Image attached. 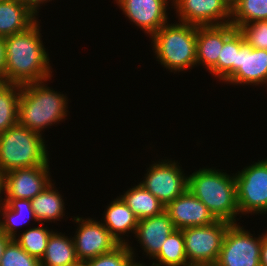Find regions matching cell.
<instances>
[{
	"label": "cell",
	"instance_id": "8992f818",
	"mask_svg": "<svg viewBox=\"0 0 267 266\" xmlns=\"http://www.w3.org/2000/svg\"><path fill=\"white\" fill-rule=\"evenodd\" d=\"M230 225L217 220L213 224L182 229L188 263L191 266H214Z\"/></svg>",
	"mask_w": 267,
	"mask_h": 266
},
{
	"label": "cell",
	"instance_id": "3957f363",
	"mask_svg": "<svg viewBox=\"0 0 267 266\" xmlns=\"http://www.w3.org/2000/svg\"><path fill=\"white\" fill-rule=\"evenodd\" d=\"M188 190L206 205L216 220L237 223L240 213L234 173L204 166L188 175Z\"/></svg>",
	"mask_w": 267,
	"mask_h": 266
},
{
	"label": "cell",
	"instance_id": "ba28073f",
	"mask_svg": "<svg viewBox=\"0 0 267 266\" xmlns=\"http://www.w3.org/2000/svg\"><path fill=\"white\" fill-rule=\"evenodd\" d=\"M179 162L171 159L152 163L139 183L152 193L165 207L188 189V175Z\"/></svg>",
	"mask_w": 267,
	"mask_h": 266
},
{
	"label": "cell",
	"instance_id": "484cf974",
	"mask_svg": "<svg viewBox=\"0 0 267 266\" xmlns=\"http://www.w3.org/2000/svg\"><path fill=\"white\" fill-rule=\"evenodd\" d=\"M21 85H0V133L18 123V103Z\"/></svg>",
	"mask_w": 267,
	"mask_h": 266
},
{
	"label": "cell",
	"instance_id": "ac0fdd59",
	"mask_svg": "<svg viewBox=\"0 0 267 266\" xmlns=\"http://www.w3.org/2000/svg\"><path fill=\"white\" fill-rule=\"evenodd\" d=\"M104 211V221L101 219L103 225L120 244H129V240L124 236L128 237L130 232L135 234L139 221L133 211L120 196L112 200Z\"/></svg>",
	"mask_w": 267,
	"mask_h": 266
},
{
	"label": "cell",
	"instance_id": "cb8c5ba5",
	"mask_svg": "<svg viewBox=\"0 0 267 266\" xmlns=\"http://www.w3.org/2000/svg\"><path fill=\"white\" fill-rule=\"evenodd\" d=\"M244 43L245 39L238 29L224 41L217 63L208 71L219 82L225 83L236 72L238 51Z\"/></svg>",
	"mask_w": 267,
	"mask_h": 266
},
{
	"label": "cell",
	"instance_id": "83f0119b",
	"mask_svg": "<svg viewBox=\"0 0 267 266\" xmlns=\"http://www.w3.org/2000/svg\"><path fill=\"white\" fill-rule=\"evenodd\" d=\"M267 20V0H239L231 9V24L241 25Z\"/></svg>",
	"mask_w": 267,
	"mask_h": 266
},
{
	"label": "cell",
	"instance_id": "7a4b0ae2",
	"mask_svg": "<svg viewBox=\"0 0 267 266\" xmlns=\"http://www.w3.org/2000/svg\"><path fill=\"white\" fill-rule=\"evenodd\" d=\"M46 82L21 85L18 103V123L40 135L44 134V129L59 124L68 116V97L55 92Z\"/></svg>",
	"mask_w": 267,
	"mask_h": 266
},
{
	"label": "cell",
	"instance_id": "6da1fadb",
	"mask_svg": "<svg viewBox=\"0 0 267 266\" xmlns=\"http://www.w3.org/2000/svg\"><path fill=\"white\" fill-rule=\"evenodd\" d=\"M37 20L27 30L5 38L6 83L24 85L52 79L49 53Z\"/></svg>",
	"mask_w": 267,
	"mask_h": 266
},
{
	"label": "cell",
	"instance_id": "d6a6232c",
	"mask_svg": "<svg viewBox=\"0 0 267 266\" xmlns=\"http://www.w3.org/2000/svg\"><path fill=\"white\" fill-rule=\"evenodd\" d=\"M21 4L27 6L36 16L39 14V7L52 0H17ZM38 13V14H37Z\"/></svg>",
	"mask_w": 267,
	"mask_h": 266
},
{
	"label": "cell",
	"instance_id": "9a60e30c",
	"mask_svg": "<svg viewBox=\"0 0 267 266\" xmlns=\"http://www.w3.org/2000/svg\"><path fill=\"white\" fill-rule=\"evenodd\" d=\"M165 211L169 214L175 229L205 226L217 221L206 205L188 189L170 202Z\"/></svg>",
	"mask_w": 267,
	"mask_h": 266
},
{
	"label": "cell",
	"instance_id": "836d02e7",
	"mask_svg": "<svg viewBox=\"0 0 267 266\" xmlns=\"http://www.w3.org/2000/svg\"><path fill=\"white\" fill-rule=\"evenodd\" d=\"M260 266H267V230L264 233L262 232Z\"/></svg>",
	"mask_w": 267,
	"mask_h": 266
},
{
	"label": "cell",
	"instance_id": "7c38bea8",
	"mask_svg": "<svg viewBox=\"0 0 267 266\" xmlns=\"http://www.w3.org/2000/svg\"><path fill=\"white\" fill-rule=\"evenodd\" d=\"M50 165L15 169L4 174L5 199H33L53 180Z\"/></svg>",
	"mask_w": 267,
	"mask_h": 266
},
{
	"label": "cell",
	"instance_id": "52a82bcc",
	"mask_svg": "<svg viewBox=\"0 0 267 266\" xmlns=\"http://www.w3.org/2000/svg\"><path fill=\"white\" fill-rule=\"evenodd\" d=\"M240 215L267 213V158L235 173Z\"/></svg>",
	"mask_w": 267,
	"mask_h": 266
},
{
	"label": "cell",
	"instance_id": "f1b7e54d",
	"mask_svg": "<svg viewBox=\"0 0 267 266\" xmlns=\"http://www.w3.org/2000/svg\"><path fill=\"white\" fill-rule=\"evenodd\" d=\"M135 247L120 244L112 251L83 262L84 266H133L136 262Z\"/></svg>",
	"mask_w": 267,
	"mask_h": 266
},
{
	"label": "cell",
	"instance_id": "ffe728a7",
	"mask_svg": "<svg viewBox=\"0 0 267 266\" xmlns=\"http://www.w3.org/2000/svg\"><path fill=\"white\" fill-rule=\"evenodd\" d=\"M0 231L10 238L17 236L18 226L26 224L31 219L36 221L35 213L29 199H5V205L0 209Z\"/></svg>",
	"mask_w": 267,
	"mask_h": 266
},
{
	"label": "cell",
	"instance_id": "7402d4cb",
	"mask_svg": "<svg viewBox=\"0 0 267 266\" xmlns=\"http://www.w3.org/2000/svg\"><path fill=\"white\" fill-rule=\"evenodd\" d=\"M54 183H50L46 188L31 199L32 209L38 223H55L65 216V202L63 196L55 188Z\"/></svg>",
	"mask_w": 267,
	"mask_h": 266
},
{
	"label": "cell",
	"instance_id": "9c48e42d",
	"mask_svg": "<svg viewBox=\"0 0 267 266\" xmlns=\"http://www.w3.org/2000/svg\"><path fill=\"white\" fill-rule=\"evenodd\" d=\"M244 228L239 223L229 226L214 266H260L262 233L255 237Z\"/></svg>",
	"mask_w": 267,
	"mask_h": 266
},
{
	"label": "cell",
	"instance_id": "d590c367",
	"mask_svg": "<svg viewBox=\"0 0 267 266\" xmlns=\"http://www.w3.org/2000/svg\"><path fill=\"white\" fill-rule=\"evenodd\" d=\"M1 194H5V190H4V174L0 172V209L5 205V198Z\"/></svg>",
	"mask_w": 267,
	"mask_h": 266
},
{
	"label": "cell",
	"instance_id": "603a6c76",
	"mask_svg": "<svg viewBox=\"0 0 267 266\" xmlns=\"http://www.w3.org/2000/svg\"><path fill=\"white\" fill-rule=\"evenodd\" d=\"M120 197L133 211L138 220L157 216L165 211V205L140 183L129 188Z\"/></svg>",
	"mask_w": 267,
	"mask_h": 266
},
{
	"label": "cell",
	"instance_id": "44dd1931",
	"mask_svg": "<svg viewBox=\"0 0 267 266\" xmlns=\"http://www.w3.org/2000/svg\"><path fill=\"white\" fill-rule=\"evenodd\" d=\"M77 258L72 236L65 233L53 232L48 239L44 256L40 260L41 266H77Z\"/></svg>",
	"mask_w": 267,
	"mask_h": 266
},
{
	"label": "cell",
	"instance_id": "4dcf8cb0",
	"mask_svg": "<svg viewBox=\"0 0 267 266\" xmlns=\"http://www.w3.org/2000/svg\"><path fill=\"white\" fill-rule=\"evenodd\" d=\"M238 30L247 44L253 48L267 50V20L241 25Z\"/></svg>",
	"mask_w": 267,
	"mask_h": 266
},
{
	"label": "cell",
	"instance_id": "5b68a950",
	"mask_svg": "<svg viewBox=\"0 0 267 266\" xmlns=\"http://www.w3.org/2000/svg\"><path fill=\"white\" fill-rule=\"evenodd\" d=\"M49 153L43 135L19 123L0 133V172L49 165Z\"/></svg>",
	"mask_w": 267,
	"mask_h": 266
},
{
	"label": "cell",
	"instance_id": "1f68e13d",
	"mask_svg": "<svg viewBox=\"0 0 267 266\" xmlns=\"http://www.w3.org/2000/svg\"><path fill=\"white\" fill-rule=\"evenodd\" d=\"M6 45L5 38L0 37V85L6 84Z\"/></svg>",
	"mask_w": 267,
	"mask_h": 266
},
{
	"label": "cell",
	"instance_id": "d4e9b609",
	"mask_svg": "<svg viewBox=\"0 0 267 266\" xmlns=\"http://www.w3.org/2000/svg\"><path fill=\"white\" fill-rule=\"evenodd\" d=\"M151 266H191L185 253L184 237L181 229L173 230L160 252L153 258Z\"/></svg>",
	"mask_w": 267,
	"mask_h": 266
},
{
	"label": "cell",
	"instance_id": "5bb4252c",
	"mask_svg": "<svg viewBox=\"0 0 267 266\" xmlns=\"http://www.w3.org/2000/svg\"><path fill=\"white\" fill-rule=\"evenodd\" d=\"M225 83L266 87L267 50L253 48L245 42L238 51L236 72Z\"/></svg>",
	"mask_w": 267,
	"mask_h": 266
},
{
	"label": "cell",
	"instance_id": "2e32d148",
	"mask_svg": "<svg viewBox=\"0 0 267 266\" xmlns=\"http://www.w3.org/2000/svg\"><path fill=\"white\" fill-rule=\"evenodd\" d=\"M236 30L231 24L197 26L196 65L208 71L217 63L224 41Z\"/></svg>",
	"mask_w": 267,
	"mask_h": 266
},
{
	"label": "cell",
	"instance_id": "30bf717a",
	"mask_svg": "<svg viewBox=\"0 0 267 266\" xmlns=\"http://www.w3.org/2000/svg\"><path fill=\"white\" fill-rule=\"evenodd\" d=\"M94 219L79 216L71 219L78 223L72 239L80 263L108 253L120 245L103 223Z\"/></svg>",
	"mask_w": 267,
	"mask_h": 266
},
{
	"label": "cell",
	"instance_id": "8fae6325",
	"mask_svg": "<svg viewBox=\"0 0 267 266\" xmlns=\"http://www.w3.org/2000/svg\"><path fill=\"white\" fill-rule=\"evenodd\" d=\"M178 22L196 26L231 23V8L224 0H172Z\"/></svg>",
	"mask_w": 267,
	"mask_h": 266
},
{
	"label": "cell",
	"instance_id": "e575fe53",
	"mask_svg": "<svg viewBox=\"0 0 267 266\" xmlns=\"http://www.w3.org/2000/svg\"><path fill=\"white\" fill-rule=\"evenodd\" d=\"M12 240V238L6 236L2 231H0V261L2 259L4 250L7 244Z\"/></svg>",
	"mask_w": 267,
	"mask_h": 266
},
{
	"label": "cell",
	"instance_id": "74e56055",
	"mask_svg": "<svg viewBox=\"0 0 267 266\" xmlns=\"http://www.w3.org/2000/svg\"><path fill=\"white\" fill-rule=\"evenodd\" d=\"M141 261H137L133 266H147L144 262L140 263ZM150 266V265H149Z\"/></svg>",
	"mask_w": 267,
	"mask_h": 266
},
{
	"label": "cell",
	"instance_id": "d6986e66",
	"mask_svg": "<svg viewBox=\"0 0 267 266\" xmlns=\"http://www.w3.org/2000/svg\"><path fill=\"white\" fill-rule=\"evenodd\" d=\"M37 20L38 16L17 0L0 2V37L23 32Z\"/></svg>",
	"mask_w": 267,
	"mask_h": 266
},
{
	"label": "cell",
	"instance_id": "4fadbf2b",
	"mask_svg": "<svg viewBox=\"0 0 267 266\" xmlns=\"http://www.w3.org/2000/svg\"><path fill=\"white\" fill-rule=\"evenodd\" d=\"M130 22L151 38L168 23V4L172 0H115Z\"/></svg>",
	"mask_w": 267,
	"mask_h": 266
},
{
	"label": "cell",
	"instance_id": "f546056e",
	"mask_svg": "<svg viewBox=\"0 0 267 266\" xmlns=\"http://www.w3.org/2000/svg\"><path fill=\"white\" fill-rule=\"evenodd\" d=\"M0 266H41L40 260L29 255L14 239L6 246Z\"/></svg>",
	"mask_w": 267,
	"mask_h": 266
},
{
	"label": "cell",
	"instance_id": "e0dca14e",
	"mask_svg": "<svg viewBox=\"0 0 267 266\" xmlns=\"http://www.w3.org/2000/svg\"><path fill=\"white\" fill-rule=\"evenodd\" d=\"M173 230L175 228L172 220L164 211L157 216L139 220L134 237L145 252L144 255L153 259L160 252L163 243Z\"/></svg>",
	"mask_w": 267,
	"mask_h": 266
},
{
	"label": "cell",
	"instance_id": "4316f807",
	"mask_svg": "<svg viewBox=\"0 0 267 266\" xmlns=\"http://www.w3.org/2000/svg\"><path fill=\"white\" fill-rule=\"evenodd\" d=\"M40 225L33 228L29 226L28 229L22 233L19 232L18 236L13 238L29 255L39 260L44 256L48 239L54 232L52 229L49 230L48 226H43L45 224L40 223Z\"/></svg>",
	"mask_w": 267,
	"mask_h": 266
},
{
	"label": "cell",
	"instance_id": "8d00e7d4",
	"mask_svg": "<svg viewBox=\"0 0 267 266\" xmlns=\"http://www.w3.org/2000/svg\"><path fill=\"white\" fill-rule=\"evenodd\" d=\"M239 0H224V2L232 9Z\"/></svg>",
	"mask_w": 267,
	"mask_h": 266
},
{
	"label": "cell",
	"instance_id": "277c9868",
	"mask_svg": "<svg viewBox=\"0 0 267 266\" xmlns=\"http://www.w3.org/2000/svg\"><path fill=\"white\" fill-rule=\"evenodd\" d=\"M156 61L170 72L195 68L197 26L177 21L166 23L151 38Z\"/></svg>",
	"mask_w": 267,
	"mask_h": 266
}]
</instances>
